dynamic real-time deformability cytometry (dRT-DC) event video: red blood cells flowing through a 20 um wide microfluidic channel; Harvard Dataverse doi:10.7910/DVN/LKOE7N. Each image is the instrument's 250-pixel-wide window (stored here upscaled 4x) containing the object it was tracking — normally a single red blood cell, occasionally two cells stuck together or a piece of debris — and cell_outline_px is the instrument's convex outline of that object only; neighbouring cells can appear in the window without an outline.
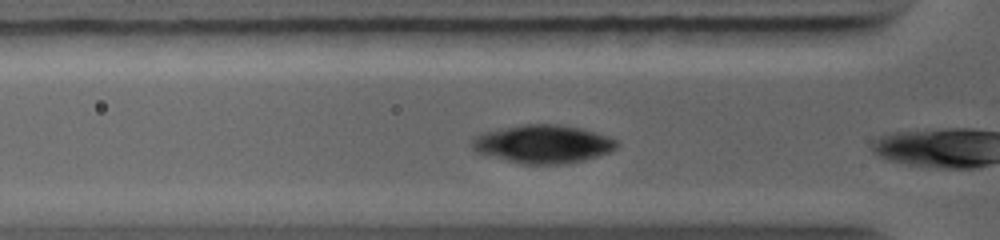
{"species": "common noctule bat (a hibernating species)", "species_latin": "Nyctalus noctula", "temperature_condition": "warm", "stored_images_in_passage": 6, "camera_frame_rate_fps": 5000, "um_per_image_px": 0.085, "animal": {"sex": "female", "body_mass_g": 19.0, "forearm_length_mm": 56.7}, "frame": {"image": 1, "passage_image": 3, "time_ms": 0.6, "image_size_px": [1000, 240], "cell_outline_px": [[620, 144], [616, 148], [608, 152], [584, 160], [560, 164], [520, 164], [476, 152], [468, 144], [472, 136], [484, 132], [500, 128], [520, 124], [560, 124], [580, 128], [596, 132], [620, 140]], "centroid_in_image_um": [46.12, 12.23], "position_along_channel_um": 79.7, "area_um2": 32.66}}
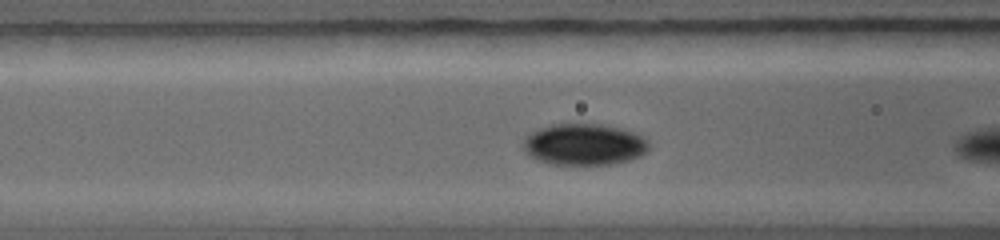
{"frame": {"image": 2, "passage_image": 5, "time_ms": 1.4, "image_size_px": [1000, 240], "cell_outline_px": [[648, 148], [640, 156], [628, 160], [612, 164], [548, 164], [536, 160], [528, 156], [524, 152], [524, 136], [540, 128], [552, 124], [600, 124], [624, 128], [648, 140]], "centroid_in_image_um": [49.61, 12.28], "position_along_channel_um": 117.0, "area_um2": 30.4}}